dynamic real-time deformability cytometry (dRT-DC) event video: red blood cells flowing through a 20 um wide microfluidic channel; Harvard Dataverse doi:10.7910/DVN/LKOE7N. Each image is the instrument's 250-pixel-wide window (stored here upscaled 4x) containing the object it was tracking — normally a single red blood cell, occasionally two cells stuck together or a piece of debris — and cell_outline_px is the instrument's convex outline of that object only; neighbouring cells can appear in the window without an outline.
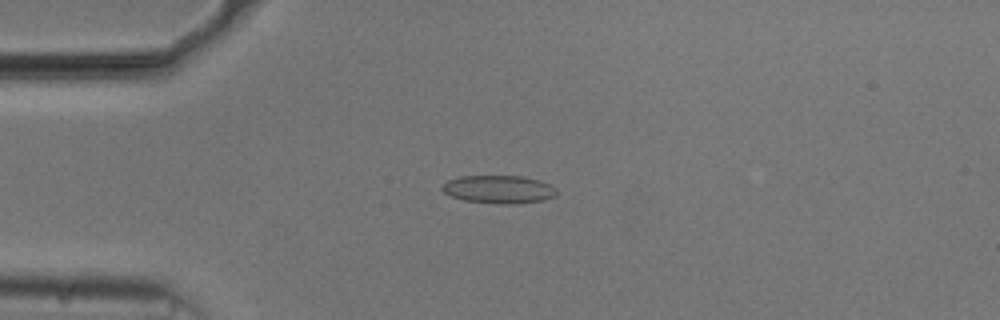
{"species": "common noctule bat (a hibernating species)", "species_latin": "Nyctalus noctula", "temperature_condition": "cold", "stored_images_in_passage": 42, "camera_frame_rate_fps": 3000, "um_per_image_px": 0.085, "animal": {"sex": "male", "body_mass_g": 20.5, "forearm_length_mm": 52.5}, "frame": {"image": 1, "passage_image": 2, "time_ms": 0.333, "image_size_px": [1000, 320], "cell_outline_px": [[556, 196], [544, 200], [516, 204], [500, 204], [464, 200], [452, 196], [444, 192], [440, 188], [448, 180], [460, 176], [524, 176], [540, 180], [556, 188]], "centroid_in_image_um": [42.42, 16.09], "position_along_channel_um": 42.6, "area_um2": 18.73}}
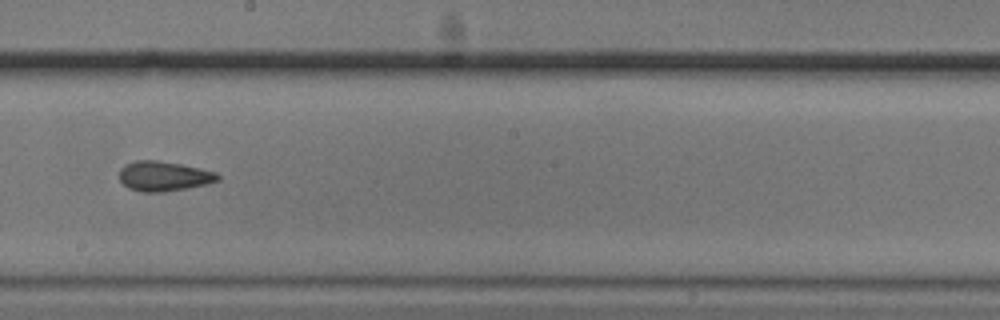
{"frame": {"image": 2, "passage_image": 19, "time_ms": 6.0, "image_size_px": [1000, 320], "cell_outline_px": [[220, 180], [208, 184], [188, 188], [164, 192], [140, 192], [128, 188], [120, 180], [120, 168], [124, 164], [136, 160], [156, 160], [180, 164], [200, 168], [216, 172], [220, 176]], "centroid_in_image_um": [13.93, 14.98], "position_along_channel_um": 234.3, "area_um2": 17.28}}
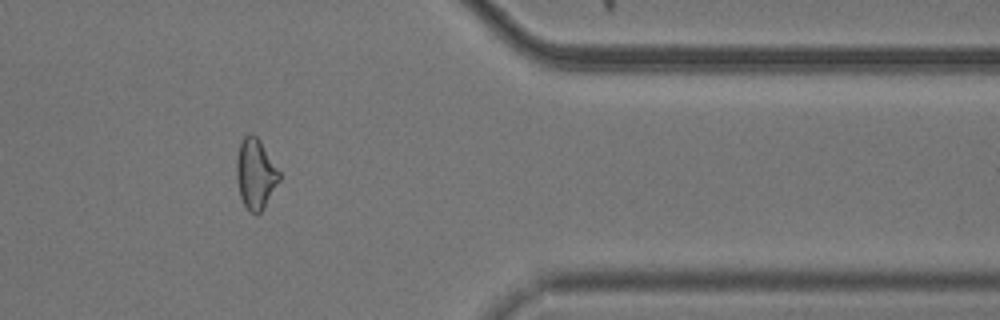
{"frame": {"image": 3, "passage_image": 33, "time_ms": 10.667, "image_size_px": [1000, 320], "cell_outline_px": [[280, 180], [264, 208], [260, 212], [248, 212], [240, 196], [236, 180], [236, 160], [240, 144], [244, 136], [248, 132], [252, 132], [260, 140], [280, 172]], "centroid_in_image_um": [21.71, 14.76], "position_along_channel_um": 389.7, "area_um2": 17.57}, "authors_computed_cell_mechanics": {"area_um2": 17.2533, "velocity_mm_per_s": 3.7446, "shape_relaxation_time_tau1_ms": 3.6911, "shape_relaxation_time_tau2_ms": 2.1964, "deformation_change_tau1": 0.1036, "deformation_change_tau2": 0.0974}}